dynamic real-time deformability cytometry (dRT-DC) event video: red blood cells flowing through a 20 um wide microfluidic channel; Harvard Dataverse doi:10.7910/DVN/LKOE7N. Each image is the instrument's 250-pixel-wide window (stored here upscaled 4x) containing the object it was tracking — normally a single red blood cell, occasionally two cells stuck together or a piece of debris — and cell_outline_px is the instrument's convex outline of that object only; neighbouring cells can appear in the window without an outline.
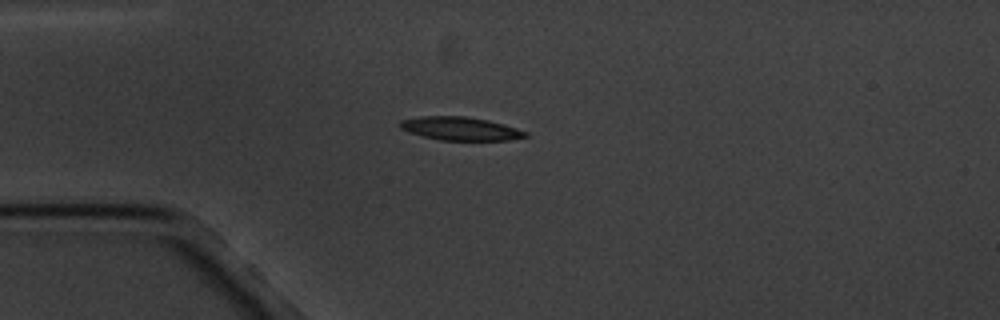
{"species": "common noctule bat (a hibernating species)", "species_latin": "Nyctalus noctula", "temperature_condition": "cold", "stored_images_in_passage": 5, "camera_frame_rate_fps": 3000, "um_per_image_px": 0.085, "animal": {"sex": "male", "body_mass_g": 20.1, "forearm_length_mm": 53.5}, "frame": {"image": 1, "passage_image": 3, "time_ms": 3.333, "image_size_px": [1000, 320], "cell_outline_px": [[528, 136], [508, 140], [440, 140], [408, 132], [400, 128], [400, 120], [420, 116], [464, 116], [488, 120], [504, 124], [528, 132]], "centroid_in_image_um": [39.13, 10.93], "position_along_channel_um": 45.9, "area_um2": 16.99}}
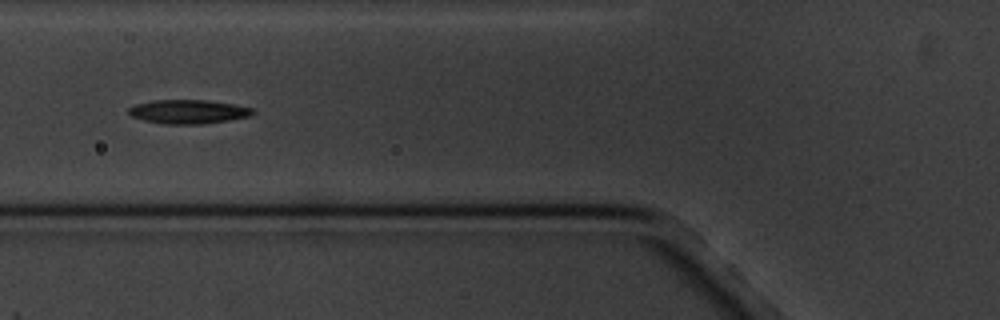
{"frame": {"image": 2, "passage_image": 5, "time_ms": 5.667, "image_size_px": [1000, 320], "cell_outline_px": [[256, 112], [248, 116], [228, 120], [200, 124], [164, 124], [144, 120], [132, 116], [128, 112], [128, 108], [136, 104], [156, 100], [208, 100], [232, 104], [252, 108]], "centroid_in_image_um": [15.99, 9.49], "position_along_channel_um": 109.8, "area_um2": 17.11}}